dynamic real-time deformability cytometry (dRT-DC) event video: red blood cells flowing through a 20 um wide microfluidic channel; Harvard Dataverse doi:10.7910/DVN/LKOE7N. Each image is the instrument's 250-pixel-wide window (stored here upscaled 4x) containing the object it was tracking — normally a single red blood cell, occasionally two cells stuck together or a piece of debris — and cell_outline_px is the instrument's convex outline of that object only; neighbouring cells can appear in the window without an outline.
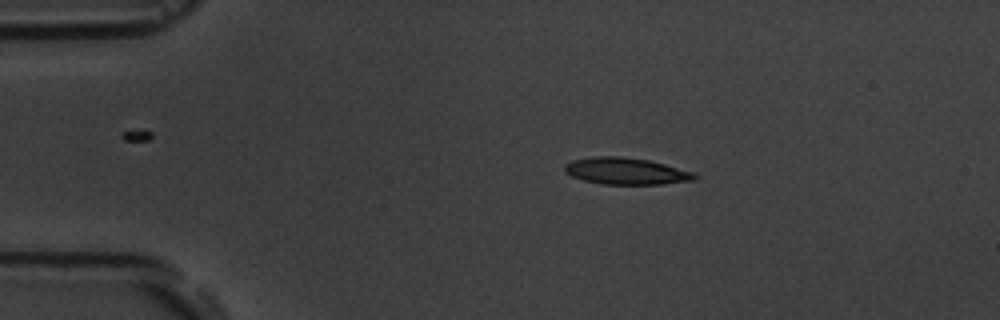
{"species": "common noctule bat (a hibernating species)", "species_latin": "Nyctalus noctula", "temperature_condition": "room temperature", "stored_images_in_passage": 9, "camera_frame_rate_fps": 3000, "um_per_image_px": 0.085, "animal": {"sex": "male", "body_mass_g": 19.5, "forearm_length_mm": 54.6}, "frame": {"image": 1, "passage_image": 4, "time_ms": 3.333, "image_size_px": [1000, 320], "cell_outline_px": [[700, 176], [696, 180], [660, 184], [600, 184], [584, 180], [572, 176], [564, 172], [564, 164], [572, 160], [592, 156], [620, 156], [648, 160], [664, 164], [692, 172]], "centroid_in_image_um": [53.19, 14.54], "position_along_channel_um": 31.8, "area_um2": 20.29}}
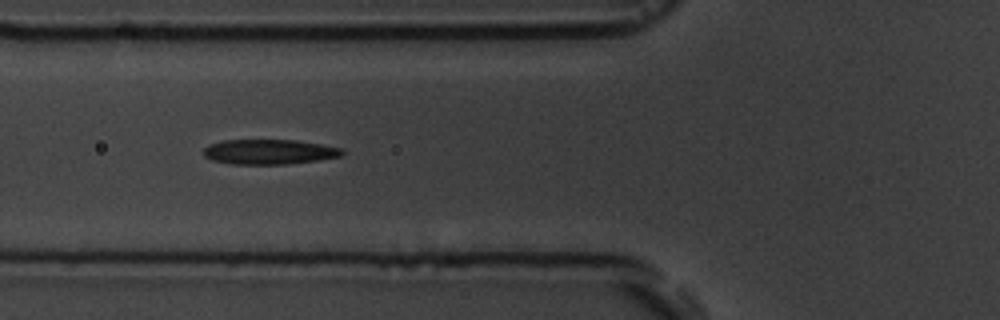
{"frame": {"image": 2, "passage_image": 7, "time_ms": 6.667, "image_size_px": [1000, 320], "cell_outline_px": [[344, 152], [340, 156], [316, 160], [284, 164], [232, 164], [212, 160], [204, 156], [204, 148], [208, 144], [224, 140], [296, 140], [344, 148]], "centroid_in_image_um": [22.86, 12.9], "position_along_channel_um": 102.9, "area_um2": 20.06}}
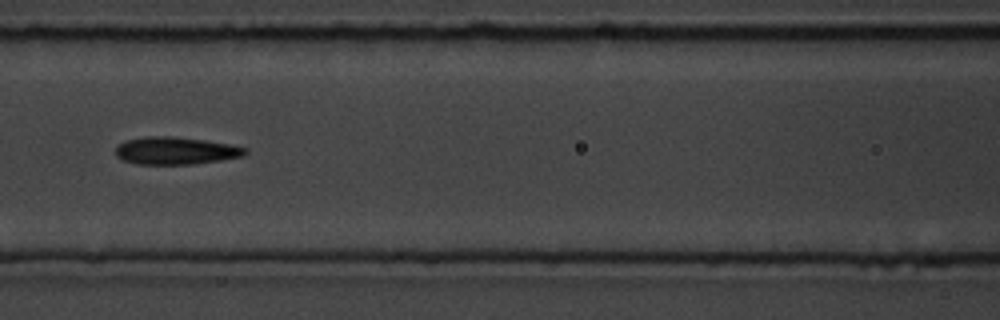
{"frame": {"image": 3, "passage_image": 8, "time_ms": 8.0, "image_size_px": [1000, 320], "cell_outline_px": [[248, 152], [244, 156], [220, 160], [192, 164], [136, 164], [124, 160], [116, 156], [116, 144], [124, 140], [148, 136], [172, 136], [204, 140], [232, 144], [248, 148]], "centroid_in_image_um": [14.93, 12.8], "position_along_channel_um": 151.7, "area_um2": 20.92}}